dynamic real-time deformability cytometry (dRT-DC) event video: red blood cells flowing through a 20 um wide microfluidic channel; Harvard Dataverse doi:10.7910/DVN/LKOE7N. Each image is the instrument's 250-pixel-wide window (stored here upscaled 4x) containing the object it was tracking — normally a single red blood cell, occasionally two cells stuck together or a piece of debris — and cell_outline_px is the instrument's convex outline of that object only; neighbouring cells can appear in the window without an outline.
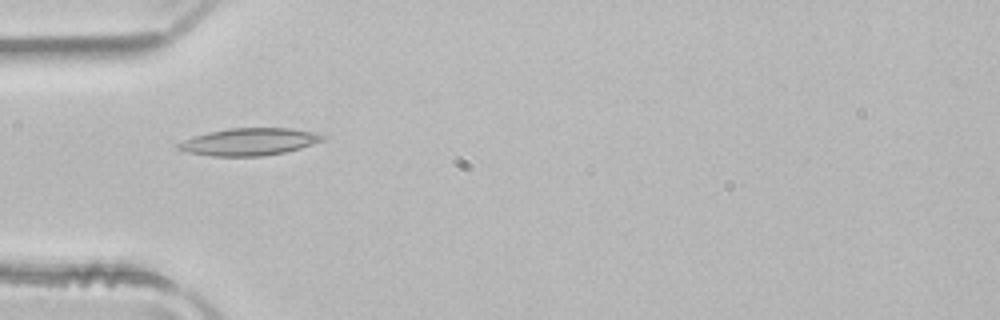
{"species": "common noctule bat (a hibernating species)", "species_latin": "Nyctalus noctula", "temperature_condition": "room temperature", "stored_images_in_passage": 36, "camera_frame_rate_fps": 3000, "um_per_image_px": 0.085, "animal": {"sex": "male", "body_mass_g": 21.5, "forearm_length_mm": 52.0}, "frame": {"image": 1, "passage_image": 1, "time_ms": 0.0, "image_size_px": [1000, 320], "cell_outline_px": [[328, 136], [324, 140], [300, 148], [284, 152], [264, 156], [212, 156], [188, 152], [176, 148], [176, 144], [192, 136], [208, 132], [228, 128], [292, 128], [312, 132]], "centroid_in_image_um": [21.18, 12.04], "position_along_channel_um": 63.8, "area_um2": 22.95}}
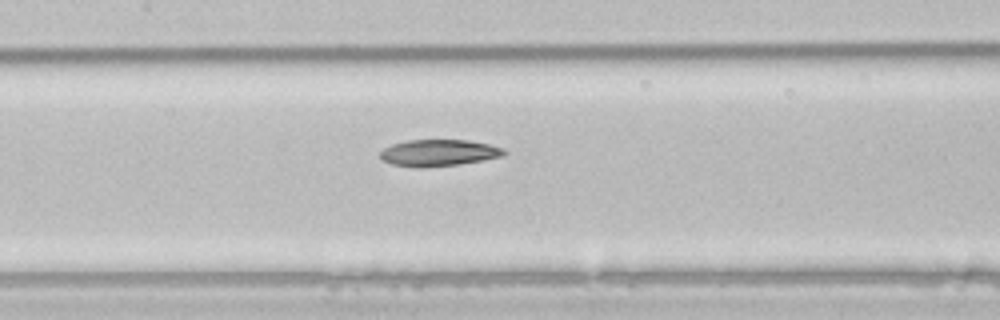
{"frame": {"image": 2, "passage_image": 9, "time_ms": 2.667, "image_size_px": [1000, 320], "cell_outline_px": [[508, 152], [504, 156], [484, 160], [460, 164], [424, 168], [416, 168], [392, 164], [380, 160], [380, 152], [384, 148], [392, 144], [408, 140], [468, 140], [488, 144], [504, 148]], "centroid_in_image_um": [37.29, 13.0], "position_along_channel_um": 170.1, "area_um2": 19.48}}
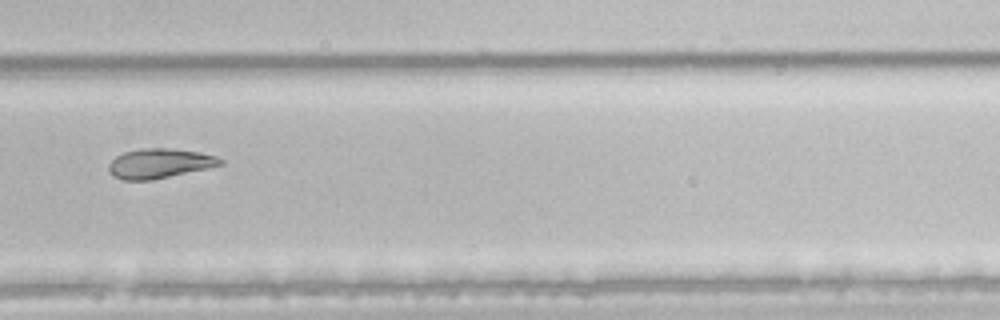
{"frame": {"image": 3, "passage_image": 20, "time_ms": 6.333, "image_size_px": [1000, 320], "cell_outline_px": [[224, 164], [208, 168], [152, 180], [124, 180], [112, 176], [108, 168], [108, 164], [116, 156], [124, 152], [140, 148], [172, 148], [200, 152], [216, 156], [224, 160]], "centroid_in_image_um": [13.56, 13.88], "position_along_channel_um": 316.2, "area_um2": 19.42}, "authors_computed_cell_mechanics": {"area_um2": 20.0566, "velocity_mm_per_s": 4.0055, "shape_relaxation_time_tau1_ms": 8.5349, "shape_relaxation_time_tau2_ms": null, "deformation_change_tau1": 0.1688, "deformation_change_tau2": null}}